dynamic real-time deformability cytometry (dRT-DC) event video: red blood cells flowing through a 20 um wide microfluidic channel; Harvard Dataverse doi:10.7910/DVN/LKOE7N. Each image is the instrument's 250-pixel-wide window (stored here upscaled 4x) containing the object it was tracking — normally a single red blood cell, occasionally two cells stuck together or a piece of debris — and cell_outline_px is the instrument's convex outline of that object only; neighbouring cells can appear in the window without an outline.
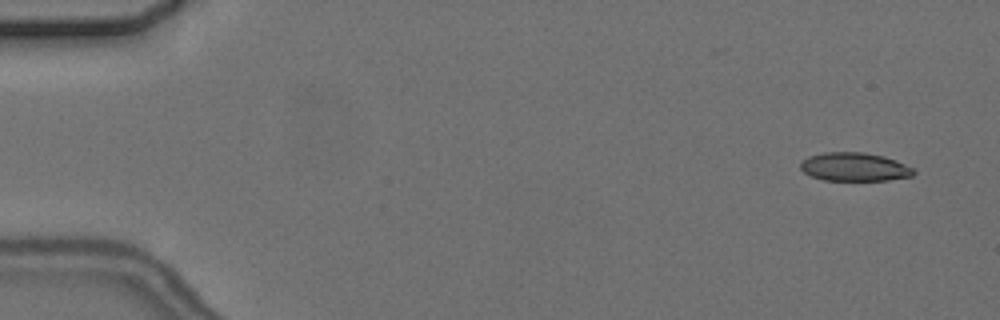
{"species": "common noctule bat (a hibernating species)", "species_latin": "Nyctalus noctula", "temperature_condition": "cold", "stored_images_in_passage": 6, "camera_frame_rate_fps": 3000, "um_per_image_px": 0.085, "animal": {"sex": "female", "body_mass_g": 24.6, "forearm_length_mm": 56.2}, "frame": {"image": 1, "passage_image": 1, "time_ms": 0.0, "image_size_px": [1000, 320], "cell_outline_px": [[916, 172], [912, 176], [888, 180], [824, 180], [812, 176], [804, 172], [800, 168], [800, 164], [808, 156], [824, 152], [864, 152], [884, 156], [896, 160], [916, 168]], "centroid_in_image_um": [72.67, 14.18], "position_along_channel_um": 12.3, "area_um2": 18.9}}
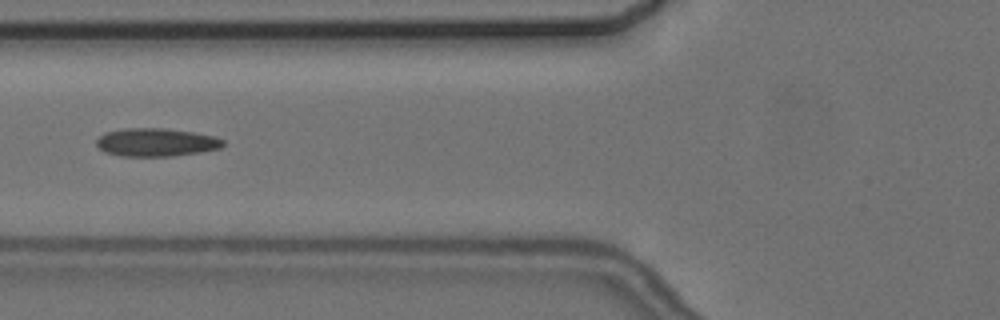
{"frame": {"image": 2, "passage_image": 6, "time_ms": 6.333, "image_size_px": [1000, 320], "cell_outline_px": [[224, 144], [220, 148], [200, 152], [172, 156], [120, 156], [104, 152], [96, 144], [96, 140], [104, 132], [124, 128], [168, 128], [216, 136], [224, 140]], "centroid_in_image_um": [13.26, 12.09], "position_along_channel_um": 112.5, "area_um2": 20.92}}